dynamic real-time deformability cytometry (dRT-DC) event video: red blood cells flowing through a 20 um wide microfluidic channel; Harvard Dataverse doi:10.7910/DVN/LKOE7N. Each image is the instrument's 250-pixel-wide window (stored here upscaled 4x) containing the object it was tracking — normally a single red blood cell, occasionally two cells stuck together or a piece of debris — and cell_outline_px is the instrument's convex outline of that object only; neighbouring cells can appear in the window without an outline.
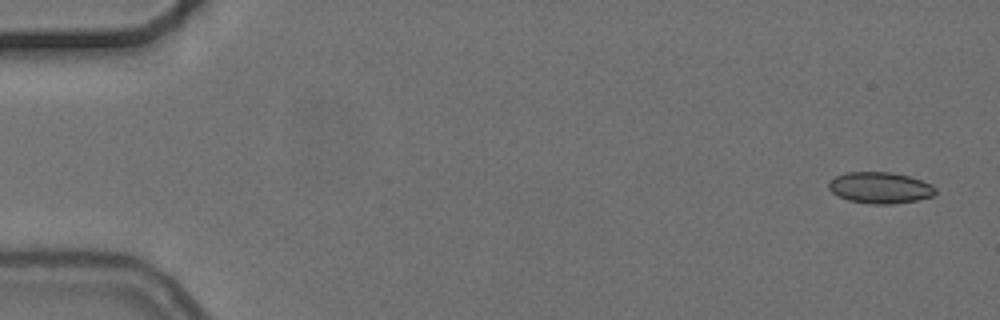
{"species": "common noctule bat (a hibernating species)", "species_latin": "Nyctalus noctula", "temperature_condition": "cold", "stored_images_in_passage": 5, "camera_frame_rate_fps": 3000, "um_per_image_px": 0.085, "animal": {"sex": "female", "body_mass_g": 24.6, "forearm_length_mm": 56.2}, "frame": {"image": 1, "passage_image": 1, "time_ms": 0.0, "image_size_px": [1000, 320], "cell_outline_px": [[936, 192], [932, 196], [916, 200], [892, 204], [872, 204], [848, 200], [832, 192], [828, 188], [828, 184], [836, 176], [844, 172], [892, 172], [908, 176], [932, 184], [936, 188]], "centroid_in_image_um": [74.81, 15.95], "position_along_channel_um": 10.2, "area_um2": 19.36}}